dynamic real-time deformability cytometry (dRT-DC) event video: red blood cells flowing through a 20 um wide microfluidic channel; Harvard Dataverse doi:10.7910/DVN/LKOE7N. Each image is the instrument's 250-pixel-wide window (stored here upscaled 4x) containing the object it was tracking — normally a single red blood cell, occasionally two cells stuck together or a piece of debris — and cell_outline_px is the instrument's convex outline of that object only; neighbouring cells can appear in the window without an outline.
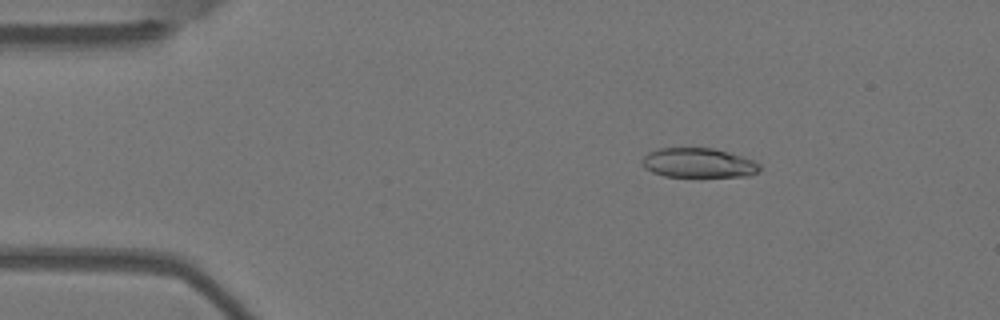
{"species": "Egyptian fruit bat (a non-hibernating species)", "species_latin": "Rousettus aegyptiacus", "temperature_condition": "warm", "stored_images_in_passage": 5, "camera_frame_rate_fps": 3000, "um_per_image_px": 0.085, "animal": {"sex": "female"}, "frame": {"image": 1, "passage_image": 2, "time_ms": 0.333, "image_size_px": [1000, 320], "cell_outline_px": [[760, 172], [748, 176], [664, 176], [652, 172], [644, 168], [640, 160], [648, 152], [660, 148], [712, 148], [728, 152], [752, 160], [760, 164]], "centroid_in_image_um": [59.34, 13.84], "position_along_channel_um": 25.7, "area_um2": 20.17}}